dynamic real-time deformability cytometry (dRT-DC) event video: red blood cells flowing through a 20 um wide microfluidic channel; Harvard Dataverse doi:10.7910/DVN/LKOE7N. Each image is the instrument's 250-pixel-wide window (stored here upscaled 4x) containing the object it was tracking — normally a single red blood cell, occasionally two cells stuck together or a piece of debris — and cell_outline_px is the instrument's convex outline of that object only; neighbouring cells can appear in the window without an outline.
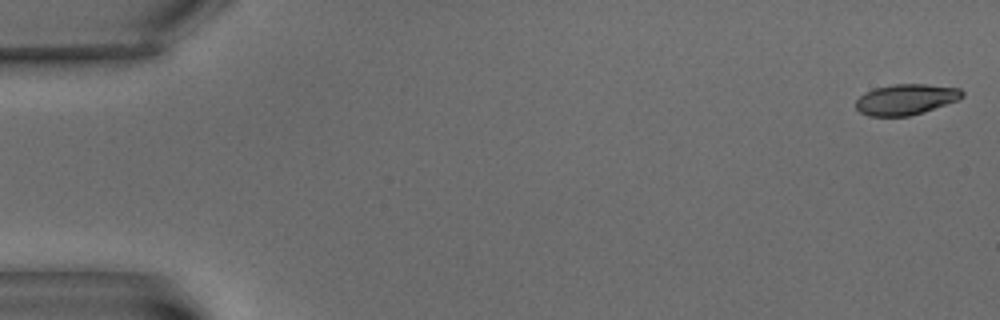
{"species": "common noctule bat (a hibernating species)", "species_latin": "Nyctalus noctula", "temperature_condition": "warm", "stored_images_in_passage": 9, "camera_frame_rate_fps": 3000, "um_per_image_px": 0.085, "animal": {"sex": "male", "body_mass_g": 15.6}, "frame": {"image": 1, "passage_image": 1, "time_ms": 0.0, "image_size_px": [1000, 320], "cell_outline_px": [[964, 96], [960, 100], [908, 116], [868, 116], [860, 112], [856, 108], [856, 100], [864, 92], [876, 88], [892, 84], [924, 84], [960, 88], [964, 92]], "centroid_in_image_um": [77.01, 8.44], "position_along_channel_um": 8.0, "area_um2": 19.02}}
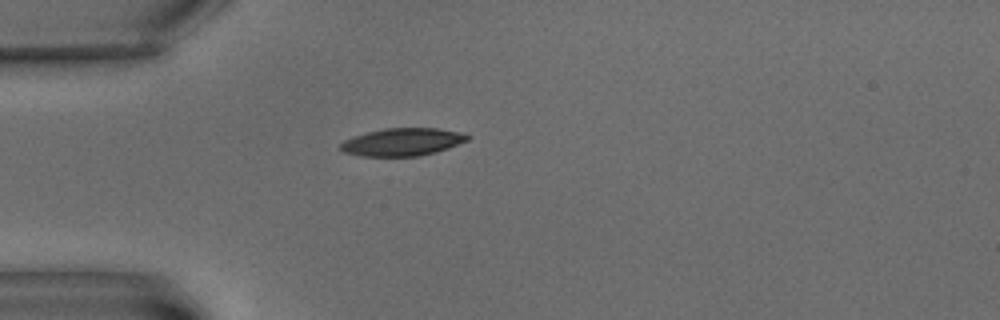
{"frame": {"image": 2, "passage_image": 6, "time_ms": 6.0, "image_size_px": [1000, 320], "cell_outline_px": [[472, 136], [468, 140], [448, 148], [436, 152], [420, 156], [360, 156], [344, 152], [340, 148], [340, 144], [344, 140], [368, 132], [384, 128], [440, 128], [460, 132]], "centroid_in_image_um": [34.24, 12.07], "position_along_channel_um": 50.8, "area_um2": 20.46}}
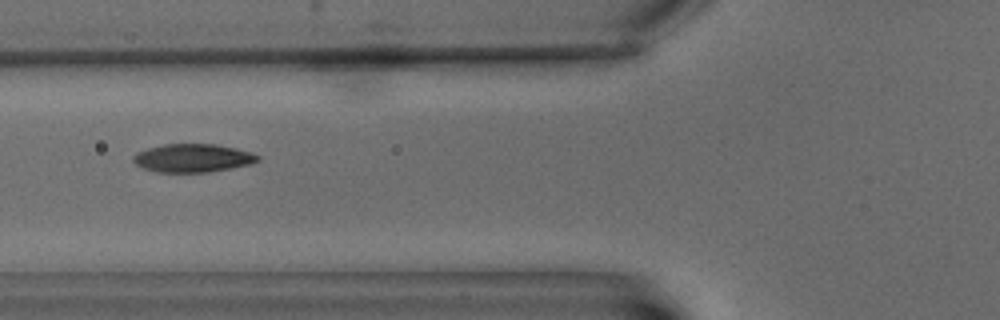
{"frame": {"image": 3, "passage_image": 8, "time_ms": 8.333, "image_size_px": [1000, 320], "cell_outline_px": [[260, 160], [252, 164], [208, 172], [156, 172], [144, 168], [136, 164], [132, 160], [132, 156], [136, 152], [148, 148], [164, 144], [216, 144], [236, 148], [252, 152], [260, 156]], "centroid_in_image_um": [16.4, 13.43], "position_along_channel_um": 109.4, "area_um2": 20.63}}